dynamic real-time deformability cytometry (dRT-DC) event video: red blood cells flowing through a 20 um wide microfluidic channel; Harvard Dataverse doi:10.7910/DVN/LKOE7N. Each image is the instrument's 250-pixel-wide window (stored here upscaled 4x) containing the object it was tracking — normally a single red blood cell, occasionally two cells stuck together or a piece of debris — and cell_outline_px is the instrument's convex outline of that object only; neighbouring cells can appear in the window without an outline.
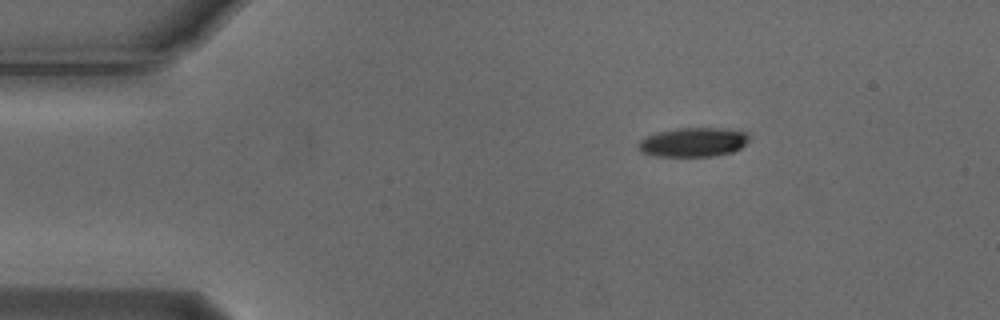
{"species": "Egyptian fruit bat (a non-hibernating species)", "species_latin": "Rousettus aegyptiacus", "temperature_condition": "cold", "stored_images_in_passage": 3, "camera_frame_rate_fps": 3000, "um_per_image_px": 0.085, "animal": {"sex": "male"}, "frame": {"image": 1, "passage_image": 1, "time_ms": 0.0, "image_size_px": [1000, 320], "cell_outline_px": [[748, 140], [740, 148], [732, 152], [712, 156], [656, 156], [640, 152], [640, 140], [656, 132], [676, 128], [720, 128], [748, 132]], "centroid_in_image_um": [58.93, 12.08], "position_along_channel_um": 26.1, "area_um2": 18.67}}